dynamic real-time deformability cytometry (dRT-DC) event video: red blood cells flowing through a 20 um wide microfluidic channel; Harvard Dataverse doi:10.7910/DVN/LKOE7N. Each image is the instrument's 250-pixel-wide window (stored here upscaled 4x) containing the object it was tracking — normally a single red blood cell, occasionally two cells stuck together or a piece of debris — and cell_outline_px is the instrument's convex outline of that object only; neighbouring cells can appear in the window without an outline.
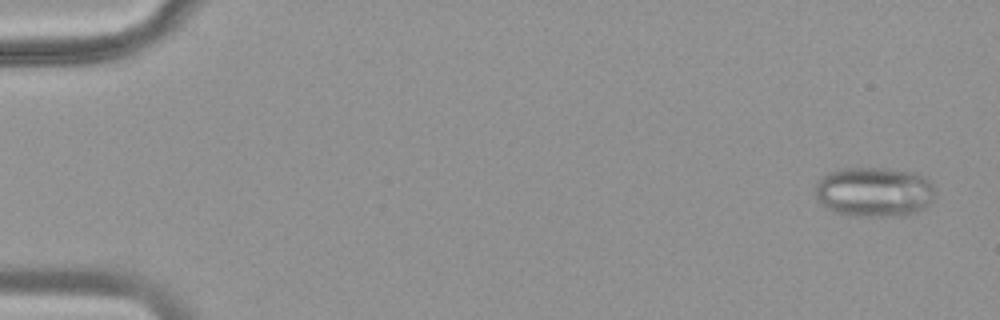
{"species": "common noctule bat (a hibernating species)", "species_latin": "Nyctalus noctula", "temperature_condition": "warm", "stored_images_in_passage": 51, "camera_frame_rate_fps": 3000, "um_per_image_px": 0.085, "animal": {"sex": "female", "body_mass_g": 18.4}, "frame": {"image": 1, "passage_image": 3, "time_ms": 0.667, "image_size_px": [1000, 320], "cell_outline_px": [[936, 192], [932, 200], [924, 208], [904, 216], [856, 216], [832, 212], [816, 196], [816, 180], [828, 172], [848, 168], [888, 168], [912, 172], [924, 176], [932, 184]], "centroid_in_image_um": [74.32, 16.31], "position_along_channel_um": 10.7, "area_um2": 34.91}}
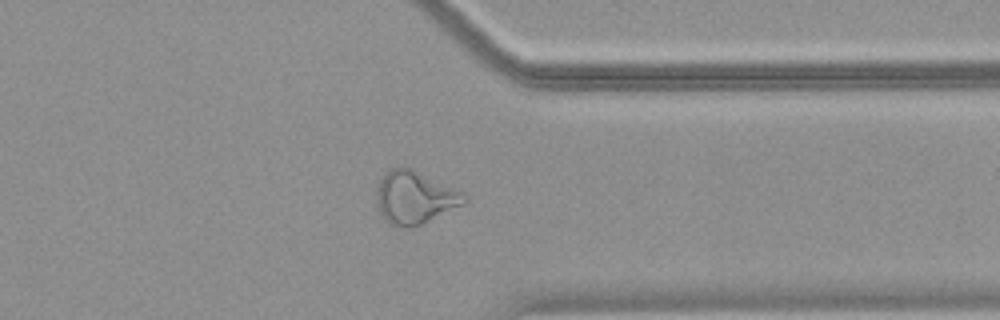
{"frame": {"image": 2, "passage_image": 41, "time_ms": 13.333, "image_size_px": [1000, 320], "cell_outline_px": [[468, 200], [464, 204], [420, 224], [404, 228], [400, 228], [388, 224], [384, 220], [380, 212], [376, 200], [376, 188], [384, 172], [392, 168], [412, 168], [468, 196]], "centroid_in_image_um": [35.2, 16.8], "position_along_channel_um": 376.2, "area_um2": 26.65}}
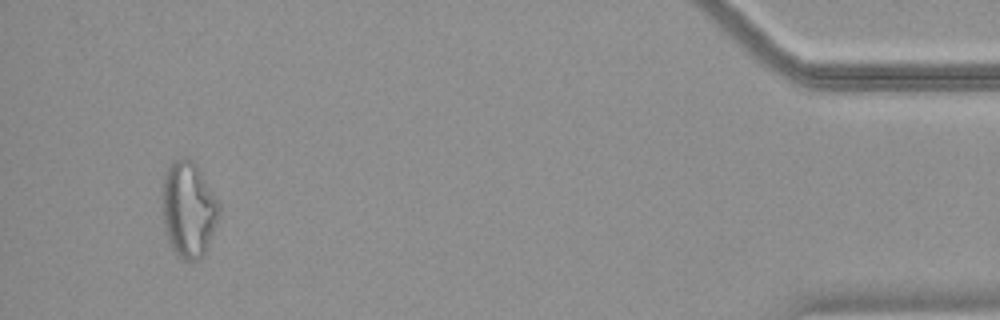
{"frame": {"image": 3, "passage_image": 49, "time_ms": 16.0, "image_size_px": [1000, 320], "cell_outline_px": [[220, 212], [216, 224], [208, 244], [200, 260], [184, 260], [172, 248], [168, 240], [164, 220], [160, 188], [164, 176], [172, 160], [180, 156], [192, 160], [196, 164], [220, 200]], "centroid_in_image_um": [16.03, 17.73], "position_along_channel_um": 419.2, "area_um2": 32.02}}